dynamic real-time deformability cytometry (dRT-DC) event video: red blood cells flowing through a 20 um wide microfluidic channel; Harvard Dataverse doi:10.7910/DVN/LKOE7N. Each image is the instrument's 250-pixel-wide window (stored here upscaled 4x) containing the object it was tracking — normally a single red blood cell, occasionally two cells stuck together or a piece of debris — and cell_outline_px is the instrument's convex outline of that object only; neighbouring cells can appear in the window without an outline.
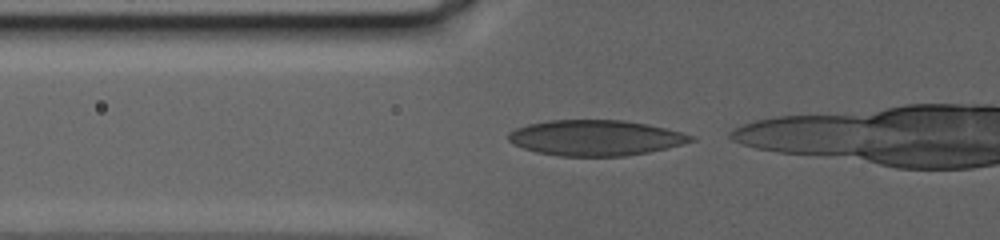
{"species": "human", "species_latin": "Homo sapiens", "temperature_condition": "warm", "stored_images_in_passage": 42, "camera_frame_rate_fps": 3000, "um_per_image_px": 0.085, "donor": {"sex": "female"}, "frame": {"image": 1, "passage_image": 2, "time_ms": 0.333, "image_size_px": [1000, 240], "cell_outline_px": [[696, 140], [648, 152], [624, 156], [560, 156], [536, 152], [512, 144], [508, 140], [508, 132], [516, 128], [528, 124], [548, 120], [624, 120], [648, 124], [680, 132], [692, 136]], "centroid_in_image_um": [50.55, 11.71], "position_along_channel_um": 75.2, "area_um2": 37.63}}
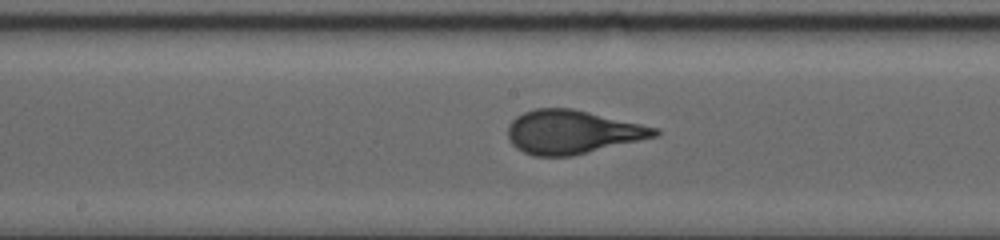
{"frame": {"image": 2, "passage_image": 24, "time_ms": 7.667, "image_size_px": [1000, 240], "cell_outline_px": [[660, 136], [572, 156], [532, 156], [516, 148], [508, 140], [508, 124], [516, 116], [524, 112], [536, 108], [572, 108], [660, 128]], "centroid_in_image_um": [48.66, 11.22], "position_along_channel_um": 199.5, "area_um2": 37.63}}
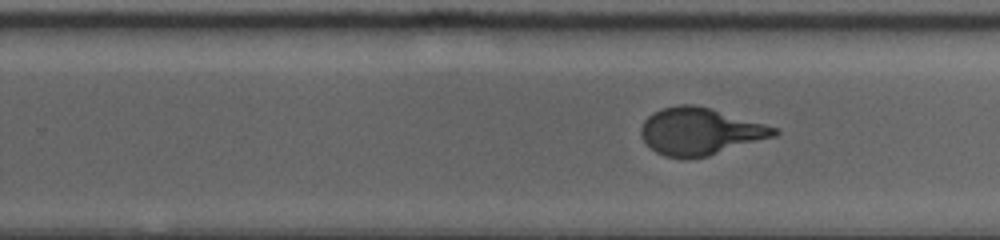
{"frame": {"image": 3, "passage_image": 36, "time_ms": 11.667, "image_size_px": [1000, 240], "cell_outline_px": [[780, 132], [776, 136], [708, 156], [664, 156], [656, 152], [640, 136], [640, 128], [644, 120], [652, 112], [676, 104], [692, 104], [708, 108], [780, 128]], "centroid_in_image_um": [59.52, 11.15], "position_along_channel_um": 270.3, "area_um2": 36.07}}